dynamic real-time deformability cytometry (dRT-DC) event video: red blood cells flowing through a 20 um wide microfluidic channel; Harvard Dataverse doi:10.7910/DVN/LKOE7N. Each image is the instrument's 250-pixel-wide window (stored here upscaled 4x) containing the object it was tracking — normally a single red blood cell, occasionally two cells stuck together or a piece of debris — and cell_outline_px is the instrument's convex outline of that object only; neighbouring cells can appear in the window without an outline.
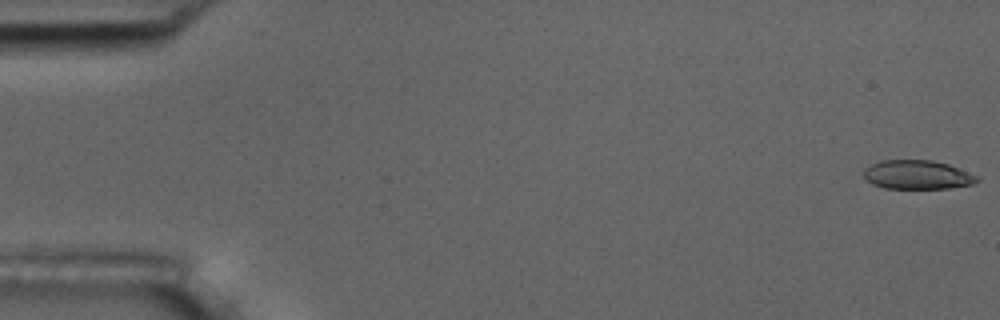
{"species": "common noctule bat (a hibernating species)", "species_latin": "Nyctalus noctula", "temperature_condition": "room temperature", "stored_images_in_passage": 5, "camera_frame_rate_fps": 3000, "um_per_image_px": 0.085, "animal": {"sex": "male", "body_mass_g": 17.5, "forearm_length_mm": 52.3}, "frame": {"image": 1, "passage_image": 1, "time_ms": 0.0, "image_size_px": [1000, 320], "cell_outline_px": [[980, 180], [972, 184], [948, 188], [884, 188], [872, 184], [864, 176], [864, 168], [880, 160], [932, 160], [948, 164], [976, 176]], "centroid_in_image_um": [77.94, 14.85], "position_along_channel_um": 7.1, "area_um2": 18.9}}
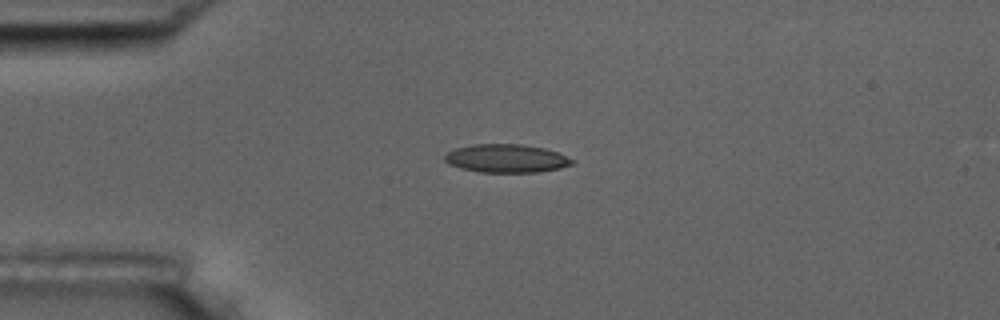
{"frame": {"image": 2, "passage_image": 5, "time_ms": 4.333, "image_size_px": [1000, 320], "cell_outline_px": [[576, 160], [572, 164], [560, 168], [536, 172], [480, 172], [460, 168], [448, 164], [444, 160], [444, 156], [448, 152], [456, 148], [472, 144], [524, 144], [544, 148], [556, 152]], "centroid_in_image_um": [43.03, 13.46], "position_along_channel_um": 42.0, "area_um2": 21.04}}